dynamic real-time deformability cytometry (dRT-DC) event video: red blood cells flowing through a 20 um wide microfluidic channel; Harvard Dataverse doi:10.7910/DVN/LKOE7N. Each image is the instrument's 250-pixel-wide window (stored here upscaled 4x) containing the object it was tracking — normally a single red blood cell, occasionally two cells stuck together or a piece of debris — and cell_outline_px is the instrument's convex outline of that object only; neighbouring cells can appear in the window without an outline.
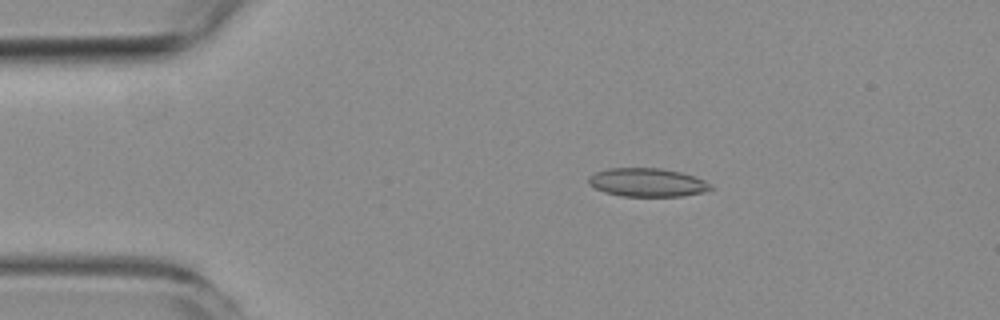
{"species": "common noctule bat (a hibernating species)", "species_latin": "Nyctalus noctula", "temperature_condition": "room temperature", "stored_images_in_passage": 9, "camera_frame_rate_fps": 3000, "um_per_image_px": 0.085, "animal": {"sex": "female", "body_mass_g": 19.3, "forearm_length_mm": 54.1}, "frame": {"image": 1, "passage_image": 2, "time_ms": 1.0, "image_size_px": [1000, 320], "cell_outline_px": [[712, 188], [704, 192], [684, 196], [620, 196], [604, 192], [588, 184], [588, 176], [596, 172], [608, 168], [660, 168], [680, 172], [704, 180], [712, 184]], "centroid_in_image_um": [55.0, 15.51], "position_along_channel_um": 30.0, "area_um2": 20.29}}
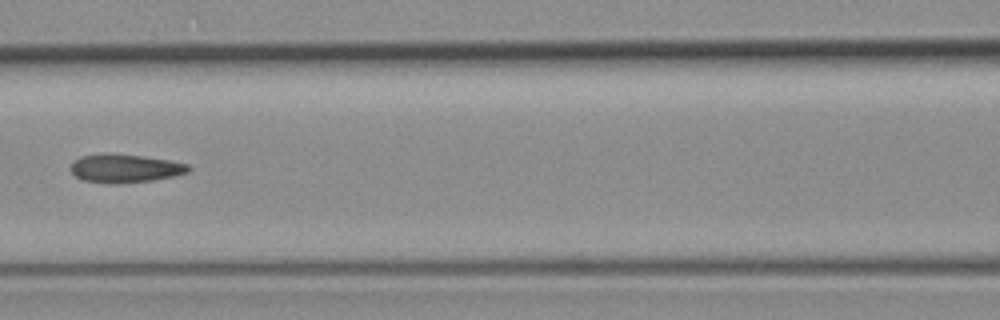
{"frame": {"image": 2, "passage_image": 6, "time_ms": 5.667, "image_size_px": [1000, 320], "cell_outline_px": [[192, 168], [188, 172], [176, 176], [152, 180], [116, 184], [112, 184], [84, 180], [76, 176], [68, 168], [80, 156], [140, 156], [168, 160], [188, 164]], "centroid_in_image_um": [10.69, 14.36], "position_along_channel_um": 155.9, "area_um2": 18.73}}
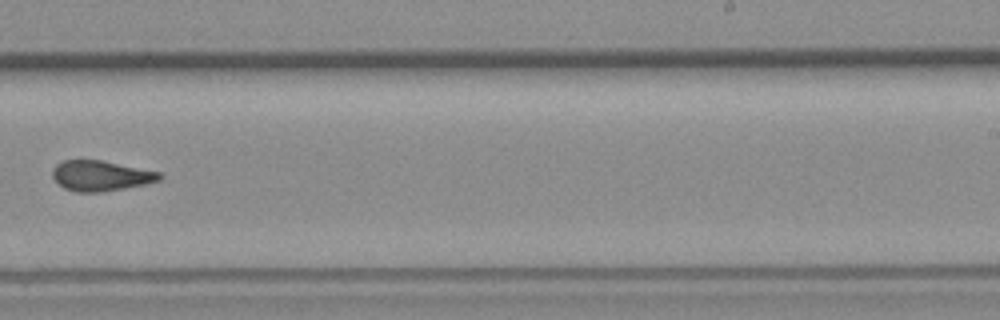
{"frame": {"image": 3, "passage_image": 9, "time_ms": 9.0, "image_size_px": [1000, 320], "cell_outline_px": [[164, 176], [160, 180], [144, 184], [124, 188], [100, 192], [76, 192], [64, 188], [52, 176], [52, 168], [56, 164], [64, 160], [100, 160], [160, 172]], "centroid_in_image_um": [8.55, 14.94], "position_along_channel_um": 280.4, "area_um2": 18.79}}